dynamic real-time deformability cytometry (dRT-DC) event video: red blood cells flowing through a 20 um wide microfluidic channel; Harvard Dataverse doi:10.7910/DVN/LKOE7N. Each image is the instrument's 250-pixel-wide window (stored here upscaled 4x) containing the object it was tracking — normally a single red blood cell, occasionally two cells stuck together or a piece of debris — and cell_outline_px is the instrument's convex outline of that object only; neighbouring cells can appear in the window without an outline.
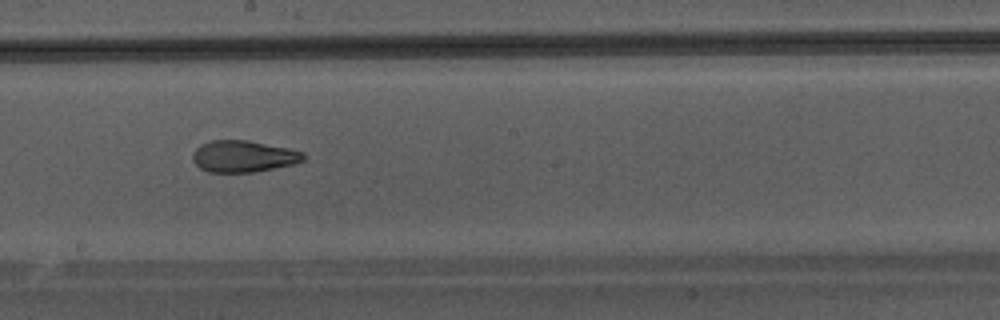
{"species": "Egyptian fruit bat (a non-hibernating species)", "species_latin": "Rousettus aegyptiacus", "temperature_condition": "warm", "stored_images_in_passage": 36, "camera_frame_rate_fps": 3000, "um_per_image_px": 0.085, "animal": {"sex": "male"}, "frame": {"image": 1, "passage_image": 16, "time_ms": 5.0, "image_size_px": [1000, 320], "cell_outline_px": [[304, 160], [292, 164], [252, 172], [208, 172], [200, 168], [192, 160], [192, 152], [200, 144], [212, 140], [248, 140], [288, 148], [304, 152]], "centroid_in_image_um": [20.64, 13.28], "position_along_channel_um": 227.6, "area_um2": 20.35}}
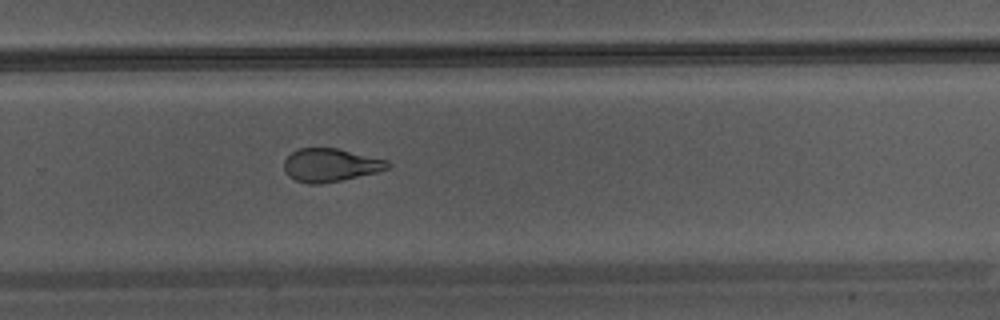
{"frame": {"image": 2, "passage_image": 21, "time_ms": 6.667, "image_size_px": [1000, 320], "cell_outline_px": [[392, 164], [388, 168], [376, 172], [340, 180], [320, 184], [308, 184], [296, 180], [288, 176], [284, 168], [284, 160], [292, 152], [300, 148], [336, 148], [388, 160]], "centroid_in_image_um": [28.08, 14.03], "position_along_channel_um": 301.7, "area_um2": 19.88}}